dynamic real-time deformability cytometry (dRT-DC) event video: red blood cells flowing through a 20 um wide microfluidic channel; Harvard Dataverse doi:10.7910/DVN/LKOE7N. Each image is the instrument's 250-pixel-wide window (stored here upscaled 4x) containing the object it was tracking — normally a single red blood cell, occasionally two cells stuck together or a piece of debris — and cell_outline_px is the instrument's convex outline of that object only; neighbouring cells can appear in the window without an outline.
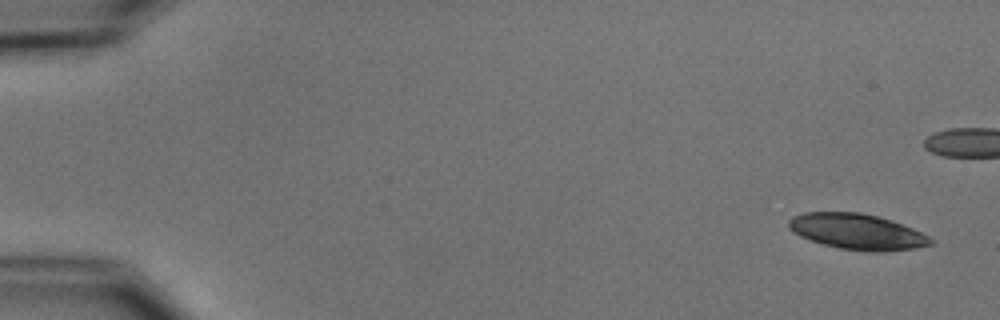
{"species": "common noctule bat (a hibernating species)", "species_latin": "Nyctalus noctula", "temperature_condition": "cold", "stored_images_in_passage": 10, "camera_frame_rate_fps": 3000, "um_per_image_px": 0.085, "animal": {"sex": "male", "body_mass_g": 15.6}, "frame": {"image": 1, "passage_image": 1, "time_ms": 0.0, "image_size_px": [1000, 320], "cell_outline_px": [[936, 240], [932, 244], [916, 248], [880, 252], [864, 252], [840, 248], [824, 244], [800, 236], [792, 232], [788, 228], [788, 220], [792, 216], [804, 212], [860, 212], [892, 220], [912, 228]], "centroid_in_image_um": [72.86, 19.69], "position_along_channel_um": 12.1, "area_um2": 29.65}}